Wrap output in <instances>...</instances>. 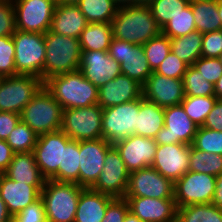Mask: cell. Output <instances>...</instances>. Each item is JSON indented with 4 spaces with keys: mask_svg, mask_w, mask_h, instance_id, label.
<instances>
[{
    "mask_svg": "<svg viewBox=\"0 0 222 222\" xmlns=\"http://www.w3.org/2000/svg\"><path fill=\"white\" fill-rule=\"evenodd\" d=\"M76 4L88 23H111L119 8L114 0H79Z\"/></svg>",
    "mask_w": 222,
    "mask_h": 222,
    "instance_id": "cell-33",
    "label": "cell"
},
{
    "mask_svg": "<svg viewBox=\"0 0 222 222\" xmlns=\"http://www.w3.org/2000/svg\"><path fill=\"white\" fill-rule=\"evenodd\" d=\"M190 145H158L151 167L175 183L189 171Z\"/></svg>",
    "mask_w": 222,
    "mask_h": 222,
    "instance_id": "cell-20",
    "label": "cell"
},
{
    "mask_svg": "<svg viewBox=\"0 0 222 222\" xmlns=\"http://www.w3.org/2000/svg\"><path fill=\"white\" fill-rule=\"evenodd\" d=\"M114 197L84 188L79 196L74 222H102Z\"/></svg>",
    "mask_w": 222,
    "mask_h": 222,
    "instance_id": "cell-26",
    "label": "cell"
},
{
    "mask_svg": "<svg viewBox=\"0 0 222 222\" xmlns=\"http://www.w3.org/2000/svg\"><path fill=\"white\" fill-rule=\"evenodd\" d=\"M16 30L15 11L12 0H0V37L12 36Z\"/></svg>",
    "mask_w": 222,
    "mask_h": 222,
    "instance_id": "cell-46",
    "label": "cell"
},
{
    "mask_svg": "<svg viewBox=\"0 0 222 222\" xmlns=\"http://www.w3.org/2000/svg\"><path fill=\"white\" fill-rule=\"evenodd\" d=\"M218 59H219L221 65H222V52L220 53V56L218 57Z\"/></svg>",
    "mask_w": 222,
    "mask_h": 222,
    "instance_id": "cell-61",
    "label": "cell"
},
{
    "mask_svg": "<svg viewBox=\"0 0 222 222\" xmlns=\"http://www.w3.org/2000/svg\"><path fill=\"white\" fill-rule=\"evenodd\" d=\"M182 80L185 96H215L214 85L192 65L188 66Z\"/></svg>",
    "mask_w": 222,
    "mask_h": 222,
    "instance_id": "cell-41",
    "label": "cell"
},
{
    "mask_svg": "<svg viewBox=\"0 0 222 222\" xmlns=\"http://www.w3.org/2000/svg\"><path fill=\"white\" fill-rule=\"evenodd\" d=\"M44 185H28L0 174V195L9 213L15 216L40 198Z\"/></svg>",
    "mask_w": 222,
    "mask_h": 222,
    "instance_id": "cell-23",
    "label": "cell"
},
{
    "mask_svg": "<svg viewBox=\"0 0 222 222\" xmlns=\"http://www.w3.org/2000/svg\"><path fill=\"white\" fill-rule=\"evenodd\" d=\"M139 99L102 109V138L114 144L134 135Z\"/></svg>",
    "mask_w": 222,
    "mask_h": 222,
    "instance_id": "cell-8",
    "label": "cell"
},
{
    "mask_svg": "<svg viewBox=\"0 0 222 222\" xmlns=\"http://www.w3.org/2000/svg\"><path fill=\"white\" fill-rule=\"evenodd\" d=\"M203 33L195 30L177 38H170L171 52L189 66L201 57Z\"/></svg>",
    "mask_w": 222,
    "mask_h": 222,
    "instance_id": "cell-32",
    "label": "cell"
},
{
    "mask_svg": "<svg viewBox=\"0 0 222 222\" xmlns=\"http://www.w3.org/2000/svg\"><path fill=\"white\" fill-rule=\"evenodd\" d=\"M217 99L216 96H185L181 105L190 119L198 127H202Z\"/></svg>",
    "mask_w": 222,
    "mask_h": 222,
    "instance_id": "cell-37",
    "label": "cell"
},
{
    "mask_svg": "<svg viewBox=\"0 0 222 222\" xmlns=\"http://www.w3.org/2000/svg\"><path fill=\"white\" fill-rule=\"evenodd\" d=\"M88 21L77 4L57 2L50 31L63 36L78 38Z\"/></svg>",
    "mask_w": 222,
    "mask_h": 222,
    "instance_id": "cell-25",
    "label": "cell"
},
{
    "mask_svg": "<svg viewBox=\"0 0 222 222\" xmlns=\"http://www.w3.org/2000/svg\"><path fill=\"white\" fill-rule=\"evenodd\" d=\"M192 66L213 85L222 75V65L218 58L200 57Z\"/></svg>",
    "mask_w": 222,
    "mask_h": 222,
    "instance_id": "cell-45",
    "label": "cell"
},
{
    "mask_svg": "<svg viewBox=\"0 0 222 222\" xmlns=\"http://www.w3.org/2000/svg\"><path fill=\"white\" fill-rule=\"evenodd\" d=\"M125 196L174 199V183L149 166L130 173Z\"/></svg>",
    "mask_w": 222,
    "mask_h": 222,
    "instance_id": "cell-16",
    "label": "cell"
},
{
    "mask_svg": "<svg viewBox=\"0 0 222 222\" xmlns=\"http://www.w3.org/2000/svg\"><path fill=\"white\" fill-rule=\"evenodd\" d=\"M114 1L119 7L130 6V5H140V4L146 3V0H114Z\"/></svg>",
    "mask_w": 222,
    "mask_h": 222,
    "instance_id": "cell-55",
    "label": "cell"
},
{
    "mask_svg": "<svg viewBox=\"0 0 222 222\" xmlns=\"http://www.w3.org/2000/svg\"><path fill=\"white\" fill-rule=\"evenodd\" d=\"M190 3V0H146L153 18L162 29L169 20L182 12Z\"/></svg>",
    "mask_w": 222,
    "mask_h": 222,
    "instance_id": "cell-36",
    "label": "cell"
},
{
    "mask_svg": "<svg viewBox=\"0 0 222 222\" xmlns=\"http://www.w3.org/2000/svg\"><path fill=\"white\" fill-rule=\"evenodd\" d=\"M129 176L130 172L119 152L112 146L107 151L102 172L91 189L114 198H124L128 188Z\"/></svg>",
    "mask_w": 222,
    "mask_h": 222,
    "instance_id": "cell-15",
    "label": "cell"
},
{
    "mask_svg": "<svg viewBox=\"0 0 222 222\" xmlns=\"http://www.w3.org/2000/svg\"><path fill=\"white\" fill-rule=\"evenodd\" d=\"M113 146L103 138L80 141L79 186L91 188L102 172L107 151Z\"/></svg>",
    "mask_w": 222,
    "mask_h": 222,
    "instance_id": "cell-17",
    "label": "cell"
},
{
    "mask_svg": "<svg viewBox=\"0 0 222 222\" xmlns=\"http://www.w3.org/2000/svg\"><path fill=\"white\" fill-rule=\"evenodd\" d=\"M44 40L46 54L41 77L43 82L52 76L78 70L81 57L78 38L58 35L48 30Z\"/></svg>",
    "mask_w": 222,
    "mask_h": 222,
    "instance_id": "cell-3",
    "label": "cell"
},
{
    "mask_svg": "<svg viewBox=\"0 0 222 222\" xmlns=\"http://www.w3.org/2000/svg\"><path fill=\"white\" fill-rule=\"evenodd\" d=\"M143 96L142 85L124 74L98 88V105L103 108L140 99Z\"/></svg>",
    "mask_w": 222,
    "mask_h": 222,
    "instance_id": "cell-24",
    "label": "cell"
},
{
    "mask_svg": "<svg viewBox=\"0 0 222 222\" xmlns=\"http://www.w3.org/2000/svg\"><path fill=\"white\" fill-rule=\"evenodd\" d=\"M78 69L97 88L122 74L120 64L108 51H81Z\"/></svg>",
    "mask_w": 222,
    "mask_h": 222,
    "instance_id": "cell-21",
    "label": "cell"
},
{
    "mask_svg": "<svg viewBox=\"0 0 222 222\" xmlns=\"http://www.w3.org/2000/svg\"><path fill=\"white\" fill-rule=\"evenodd\" d=\"M19 222H47L41 197L14 216Z\"/></svg>",
    "mask_w": 222,
    "mask_h": 222,
    "instance_id": "cell-48",
    "label": "cell"
},
{
    "mask_svg": "<svg viewBox=\"0 0 222 222\" xmlns=\"http://www.w3.org/2000/svg\"><path fill=\"white\" fill-rule=\"evenodd\" d=\"M20 120L17 113L0 111V139L6 140Z\"/></svg>",
    "mask_w": 222,
    "mask_h": 222,
    "instance_id": "cell-50",
    "label": "cell"
},
{
    "mask_svg": "<svg viewBox=\"0 0 222 222\" xmlns=\"http://www.w3.org/2000/svg\"><path fill=\"white\" fill-rule=\"evenodd\" d=\"M164 127V108L147 101L143 96L139 99V115L134 135L155 138Z\"/></svg>",
    "mask_w": 222,
    "mask_h": 222,
    "instance_id": "cell-28",
    "label": "cell"
},
{
    "mask_svg": "<svg viewBox=\"0 0 222 222\" xmlns=\"http://www.w3.org/2000/svg\"><path fill=\"white\" fill-rule=\"evenodd\" d=\"M211 203L222 210V173L216 176L215 191Z\"/></svg>",
    "mask_w": 222,
    "mask_h": 222,
    "instance_id": "cell-53",
    "label": "cell"
},
{
    "mask_svg": "<svg viewBox=\"0 0 222 222\" xmlns=\"http://www.w3.org/2000/svg\"><path fill=\"white\" fill-rule=\"evenodd\" d=\"M176 222H222V210L212 203L180 207Z\"/></svg>",
    "mask_w": 222,
    "mask_h": 222,
    "instance_id": "cell-34",
    "label": "cell"
},
{
    "mask_svg": "<svg viewBox=\"0 0 222 222\" xmlns=\"http://www.w3.org/2000/svg\"><path fill=\"white\" fill-rule=\"evenodd\" d=\"M79 0H57L59 3H73L76 4Z\"/></svg>",
    "mask_w": 222,
    "mask_h": 222,
    "instance_id": "cell-59",
    "label": "cell"
},
{
    "mask_svg": "<svg viewBox=\"0 0 222 222\" xmlns=\"http://www.w3.org/2000/svg\"><path fill=\"white\" fill-rule=\"evenodd\" d=\"M196 30L207 33L222 30L218 0H190Z\"/></svg>",
    "mask_w": 222,
    "mask_h": 222,
    "instance_id": "cell-29",
    "label": "cell"
},
{
    "mask_svg": "<svg viewBox=\"0 0 222 222\" xmlns=\"http://www.w3.org/2000/svg\"><path fill=\"white\" fill-rule=\"evenodd\" d=\"M15 45L12 36L0 37V75L2 77L16 76Z\"/></svg>",
    "mask_w": 222,
    "mask_h": 222,
    "instance_id": "cell-43",
    "label": "cell"
},
{
    "mask_svg": "<svg viewBox=\"0 0 222 222\" xmlns=\"http://www.w3.org/2000/svg\"><path fill=\"white\" fill-rule=\"evenodd\" d=\"M222 52V30L203 33L201 57L218 58Z\"/></svg>",
    "mask_w": 222,
    "mask_h": 222,
    "instance_id": "cell-47",
    "label": "cell"
},
{
    "mask_svg": "<svg viewBox=\"0 0 222 222\" xmlns=\"http://www.w3.org/2000/svg\"><path fill=\"white\" fill-rule=\"evenodd\" d=\"M38 135L21 120L10 132L6 142L14 153L31 152L34 150Z\"/></svg>",
    "mask_w": 222,
    "mask_h": 222,
    "instance_id": "cell-38",
    "label": "cell"
},
{
    "mask_svg": "<svg viewBox=\"0 0 222 222\" xmlns=\"http://www.w3.org/2000/svg\"><path fill=\"white\" fill-rule=\"evenodd\" d=\"M16 30L43 33L50 30L57 0H12Z\"/></svg>",
    "mask_w": 222,
    "mask_h": 222,
    "instance_id": "cell-10",
    "label": "cell"
},
{
    "mask_svg": "<svg viewBox=\"0 0 222 222\" xmlns=\"http://www.w3.org/2000/svg\"><path fill=\"white\" fill-rule=\"evenodd\" d=\"M188 66L174 53L170 52L154 72L169 78L183 79Z\"/></svg>",
    "mask_w": 222,
    "mask_h": 222,
    "instance_id": "cell-44",
    "label": "cell"
},
{
    "mask_svg": "<svg viewBox=\"0 0 222 222\" xmlns=\"http://www.w3.org/2000/svg\"><path fill=\"white\" fill-rule=\"evenodd\" d=\"M44 85L62 109L98 104V88L86 79L79 69L52 76L44 82Z\"/></svg>",
    "mask_w": 222,
    "mask_h": 222,
    "instance_id": "cell-2",
    "label": "cell"
},
{
    "mask_svg": "<svg viewBox=\"0 0 222 222\" xmlns=\"http://www.w3.org/2000/svg\"><path fill=\"white\" fill-rule=\"evenodd\" d=\"M119 152L127 170L133 171L152 166L157 151L154 138L131 135L113 144Z\"/></svg>",
    "mask_w": 222,
    "mask_h": 222,
    "instance_id": "cell-18",
    "label": "cell"
},
{
    "mask_svg": "<svg viewBox=\"0 0 222 222\" xmlns=\"http://www.w3.org/2000/svg\"><path fill=\"white\" fill-rule=\"evenodd\" d=\"M7 222H19L14 216H12Z\"/></svg>",
    "mask_w": 222,
    "mask_h": 222,
    "instance_id": "cell-60",
    "label": "cell"
},
{
    "mask_svg": "<svg viewBox=\"0 0 222 222\" xmlns=\"http://www.w3.org/2000/svg\"><path fill=\"white\" fill-rule=\"evenodd\" d=\"M143 98L160 107L180 105L185 98L182 79L169 78L153 73L142 86Z\"/></svg>",
    "mask_w": 222,
    "mask_h": 222,
    "instance_id": "cell-19",
    "label": "cell"
},
{
    "mask_svg": "<svg viewBox=\"0 0 222 222\" xmlns=\"http://www.w3.org/2000/svg\"><path fill=\"white\" fill-rule=\"evenodd\" d=\"M192 146L200 151L222 155V131L198 127Z\"/></svg>",
    "mask_w": 222,
    "mask_h": 222,
    "instance_id": "cell-42",
    "label": "cell"
},
{
    "mask_svg": "<svg viewBox=\"0 0 222 222\" xmlns=\"http://www.w3.org/2000/svg\"><path fill=\"white\" fill-rule=\"evenodd\" d=\"M218 13L222 22V0H218Z\"/></svg>",
    "mask_w": 222,
    "mask_h": 222,
    "instance_id": "cell-58",
    "label": "cell"
},
{
    "mask_svg": "<svg viewBox=\"0 0 222 222\" xmlns=\"http://www.w3.org/2000/svg\"><path fill=\"white\" fill-rule=\"evenodd\" d=\"M198 126L185 113L183 106L175 105L164 108V127L157 133L158 145H192Z\"/></svg>",
    "mask_w": 222,
    "mask_h": 222,
    "instance_id": "cell-13",
    "label": "cell"
},
{
    "mask_svg": "<svg viewBox=\"0 0 222 222\" xmlns=\"http://www.w3.org/2000/svg\"><path fill=\"white\" fill-rule=\"evenodd\" d=\"M189 171L218 176L222 173V155L200 151L190 145Z\"/></svg>",
    "mask_w": 222,
    "mask_h": 222,
    "instance_id": "cell-35",
    "label": "cell"
},
{
    "mask_svg": "<svg viewBox=\"0 0 222 222\" xmlns=\"http://www.w3.org/2000/svg\"><path fill=\"white\" fill-rule=\"evenodd\" d=\"M13 154L14 152L6 140L0 139V174H3L7 170L12 160Z\"/></svg>",
    "mask_w": 222,
    "mask_h": 222,
    "instance_id": "cell-52",
    "label": "cell"
},
{
    "mask_svg": "<svg viewBox=\"0 0 222 222\" xmlns=\"http://www.w3.org/2000/svg\"><path fill=\"white\" fill-rule=\"evenodd\" d=\"M202 127L222 131V99H217L212 110L206 116Z\"/></svg>",
    "mask_w": 222,
    "mask_h": 222,
    "instance_id": "cell-51",
    "label": "cell"
},
{
    "mask_svg": "<svg viewBox=\"0 0 222 222\" xmlns=\"http://www.w3.org/2000/svg\"><path fill=\"white\" fill-rule=\"evenodd\" d=\"M196 30L194 15L189 4L182 12L169 20L161 29V32L168 38L185 36Z\"/></svg>",
    "mask_w": 222,
    "mask_h": 222,
    "instance_id": "cell-39",
    "label": "cell"
},
{
    "mask_svg": "<svg viewBox=\"0 0 222 222\" xmlns=\"http://www.w3.org/2000/svg\"><path fill=\"white\" fill-rule=\"evenodd\" d=\"M62 107L43 85L20 113V119L38 136L61 130Z\"/></svg>",
    "mask_w": 222,
    "mask_h": 222,
    "instance_id": "cell-5",
    "label": "cell"
},
{
    "mask_svg": "<svg viewBox=\"0 0 222 222\" xmlns=\"http://www.w3.org/2000/svg\"><path fill=\"white\" fill-rule=\"evenodd\" d=\"M43 33L15 30L12 35L15 45V67L17 75L43 76L46 54Z\"/></svg>",
    "mask_w": 222,
    "mask_h": 222,
    "instance_id": "cell-6",
    "label": "cell"
},
{
    "mask_svg": "<svg viewBox=\"0 0 222 222\" xmlns=\"http://www.w3.org/2000/svg\"><path fill=\"white\" fill-rule=\"evenodd\" d=\"M43 85L41 78L31 75L3 77L0 82V111L20 115Z\"/></svg>",
    "mask_w": 222,
    "mask_h": 222,
    "instance_id": "cell-9",
    "label": "cell"
},
{
    "mask_svg": "<svg viewBox=\"0 0 222 222\" xmlns=\"http://www.w3.org/2000/svg\"><path fill=\"white\" fill-rule=\"evenodd\" d=\"M111 27L113 38L136 45H143L161 33L146 3L119 7Z\"/></svg>",
    "mask_w": 222,
    "mask_h": 222,
    "instance_id": "cell-1",
    "label": "cell"
},
{
    "mask_svg": "<svg viewBox=\"0 0 222 222\" xmlns=\"http://www.w3.org/2000/svg\"><path fill=\"white\" fill-rule=\"evenodd\" d=\"M61 130L76 141L102 138V108L95 104L63 109Z\"/></svg>",
    "mask_w": 222,
    "mask_h": 222,
    "instance_id": "cell-7",
    "label": "cell"
},
{
    "mask_svg": "<svg viewBox=\"0 0 222 222\" xmlns=\"http://www.w3.org/2000/svg\"><path fill=\"white\" fill-rule=\"evenodd\" d=\"M79 155L80 141L71 139L63 147V168H58L50 179L79 185Z\"/></svg>",
    "mask_w": 222,
    "mask_h": 222,
    "instance_id": "cell-31",
    "label": "cell"
},
{
    "mask_svg": "<svg viewBox=\"0 0 222 222\" xmlns=\"http://www.w3.org/2000/svg\"><path fill=\"white\" fill-rule=\"evenodd\" d=\"M215 185L216 176L188 171L174 183L176 207L211 203Z\"/></svg>",
    "mask_w": 222,
    "mask_h": 222,
    "instance_id": "cell-11",
    "label": "cell"
},
{
    "mask_svg": "<svg viewBox=\"0 0 222 222\" xmlns=\"http://www.w3.org/2000/svg\"><path fill=\"white\" fill-rule=\"evenodd\" d=\"M108 54L120 64L122 74L136 80L142 86L153 73L142 45L113 38Z\"/></svg>",
    "mask_w": 222,
    "mask_h": 222,
    "instance_id": "cell-12",
    "label": "cell"
},
{
    "mask_svg": "<svg viewBox=\"0 0 222 222\" xmlns=\"http://www.w3.org/2000/svg\"><path fill=\"white\" fill-rule=\"evenodd\" d=\"M129 205L125 198H114L107 207L102 222H123Z\"/></svg>",
    "mask_w": 222,
    "mask_h": 222,
    "instance_id": "cell-49",
    "label": "cell"
},
{
    "mask_svg": "<svg viewBox=\"0 0 222 222\" xmlns=\"http://www.w3.org/2000/svg\"><path fill=\"white\" fill-rule=\"evenodd\" d=\"M214 92L218 99H222V75L214 85Z\"/></svg>",
    "mask_w": 222,
    "mask_h": 222,
    "instance_id": "cell-56",
    "label": "cell"
},
{
    "mask_svg": "<svg viewBox=\"0 0 222 222\" xmlns=\"http://www.w3.org/2000/svg\"><path fill=\"white\" fill-rule=\"evenodd\" d=\"M123 222H142L138 217H136L131 211H128Z\"/></svg>",
    "mask_w": 222,
    "mask_h": 222,
    "instance_id": "cell-57",
    "label": "cell"
},
{
    "mask_svg": "<svg viewBox=\"0 0 222 222\" xmlns=\"http://www.w3.org/2000/svg\"><path fill=\"white\" fill-rule=\"evenodd\" d=\"M83 189L75 183L45 180L40 197L47 222H74L79 196Z\"/></svg>",
    "mask_w": 222,
    "mask_h": 222,
    "instance_id": "cell-4",
    "label": "cell"
},
{
    "mask_svg": "<svg viewBox=\"0 0 222 222\" xmlns=\"http://www.w3.org/2000/svg\"><path fill=\"white\" fill-rule=\"evenodd\" d=\"M131 211L142 222H176L177 207L174 199L125 196Z\"/></svg>",
    "mask_w": 222,
    "mask_h": 222,
    "instance_id": "cell-22",
    "label": "cell"
},
{
    "mask_svg": "<svg viewBox=\"0 0 222 222\" xmlns=\"http://www.w3.org/2000/svg\"><path fill=\"white\" fill-rule=\"evenodd\" d=\"M12 215L9 213L7 206L0 195V222H7Z\"/></svg>",
    "mask_w": 222,
    "mask_h": 222,
    "instance_id": "cell-54",
    "label": "cell"
},
{
    "mask_svg": "<svg viewBox=\"0 0 222 222\" xmlns=\"http://www.w3.org/2000/svg\"><path fill=\"white\" fill-rule=\"evenodd\" d=\"M70 140L62 130L38 136L33 153L41 175L46 180L50 179L58 168H63V147Z\"/></svg>",
    "mask_w": 222,
    "mask_h": 222,
    "instance_id": "cell-14",
    "label": "cell"
},
{
    "mask_svg": "<svg viewBox=\"0 0 222 222\" xmlns=\"http://www.w3.org/2000/svg\"><path fill=\"white\" fill-rule=\"evenodd\" d=\"M4 174L11 180L28 185H44L46 180L41 175L33 151L14 153Z\"/></svg>",
    "mask_w": 222,
    "mask_h": 222,
    "instance_id": "cell-27",
    "label": "cell"
},
{
    "mask_svg": "<svg viewBox=\"0 0 222 222\" xmlns=\"http://www.w3.org/2000/svg\"><path fill=\"white\" fill-rule=\"evenodd\" d=\"M142 46L152 71H155L171 52L170 38L162 32Z\"/></svg>",
    "mask_w": 222,
    "mask_h": 222,
    "instance_id": "cell-40",
    "label": "cell"
},
{
    "mask_svg": "<svg viewBox=\"0 0 222 222\" xmlns=\"http://www.w3.org/2000/svg\"><path fill=\"white\" fill-rule=\"evenodd\" d=\"M113 39L111 23H88L79 37L81 51H108Z\"/></svg>",
    "mask_w": 222,
    "mask_h": 222,
    "instance_id": "cell-30",
    "label": "cell"
}]
</instances>
